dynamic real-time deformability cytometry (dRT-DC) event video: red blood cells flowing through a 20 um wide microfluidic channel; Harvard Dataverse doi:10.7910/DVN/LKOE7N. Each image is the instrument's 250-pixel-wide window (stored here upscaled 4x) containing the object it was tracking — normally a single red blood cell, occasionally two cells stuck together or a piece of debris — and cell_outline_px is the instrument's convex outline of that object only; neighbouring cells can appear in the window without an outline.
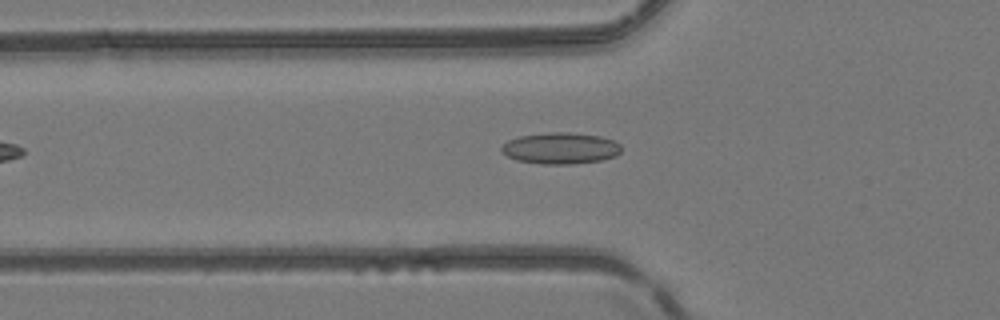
{"species": "common noctule bat (a hibernating species)", "species_latin": "Nyctalus noctula", "temperature_condition": "room temperature", "stored_images_in_passage": 35, "camera_frame_rate_fps": 3000, "um_per_image_px": 0.085, "animal": {"sex": "female", "body_mass_g": 24.6, "forearm_length_mm": 56.2}, "frame": {"image": 1, "passage_image": 2, "time_ms": 0.333, "image_size_px": [1000, 320], "cell_outline_px": [[620, 152], [616, 156], [600, 160], [572, 164], [544, 164], [516, 160], [508, 156], [500, 148], [508, 140], [520, 136], [548, 132], [568, 132], [600, 136], [612, 140], [620, 144]], "centroid_in_image_um": [47.65, 12.6], "position_along_channel_um": 78.2, "area_um2": 21.73}}
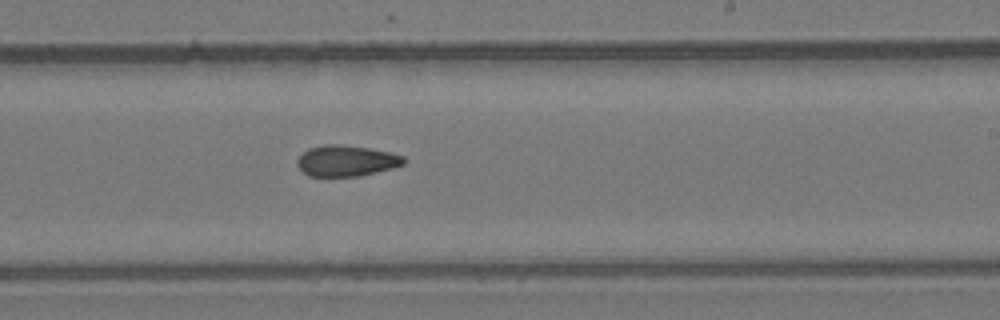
{"frame": {"image": 2, "passage_image": 15, "time_ms": 4.667, "image_size_px": [1000, 320], "cell_outline_px": [[404, 164], [392, 168], [360, 176], [308, 176], [296, 164], [296, 160], [308, 148], [324, 144], [340, 144], [368, 148], [388, 152], [404, 156]], "centroid_in_image_um": [29.41, 13.66], "position_along_channel_um": 259.6, "area_um2": 19.13}}
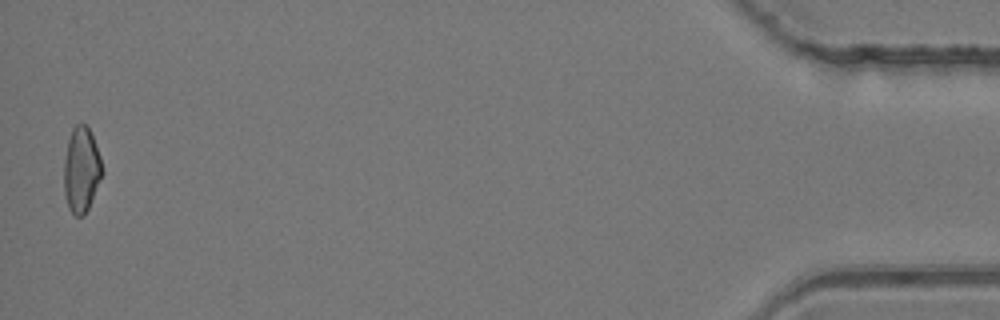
{"frame": {"image": 3, "passage_image": 34, "time_ms": 11.0, "image_size_px": [1000, 320], "cell_outline_px": [[104, 172], [88, 208], [84, 216], [76, 216], [68, 208], [64, 196], [64, 160], [68, 140], [72, 128], [80, 120], [88, 128], [92, 136], [100, 156]], "centroid_in_image_um": [6.91, 14.43], "position_along_channel_um": 428.3, "area_um2": 19.13}, "authors_computed_cell_mechanics": {"area_um2": 19.363, "velocity_mm_per_s": 4.1748, "shape_relaxation_time_tau1_ms": null, "shape_relaxation_time_tau2_ms": 5.2903, "deformation_change_tau1": null, "deformation_change_tau2": 0.1354}}